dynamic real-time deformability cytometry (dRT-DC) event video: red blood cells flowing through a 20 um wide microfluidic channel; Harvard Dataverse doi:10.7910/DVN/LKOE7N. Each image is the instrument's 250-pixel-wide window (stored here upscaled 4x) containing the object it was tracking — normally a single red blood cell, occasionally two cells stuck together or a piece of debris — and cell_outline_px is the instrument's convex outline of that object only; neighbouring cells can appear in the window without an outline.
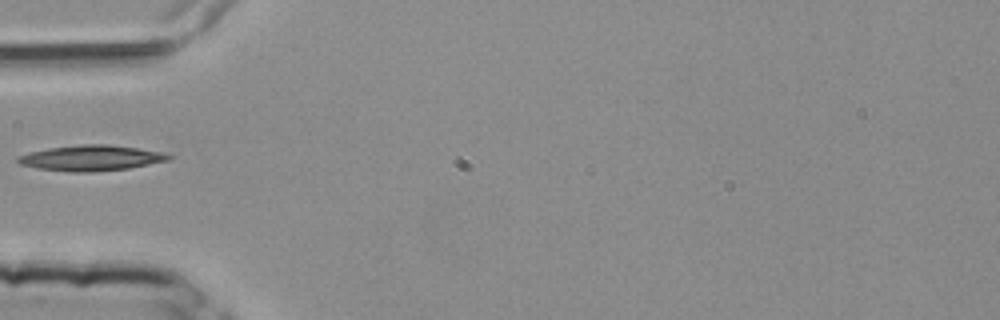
{"species": "common noctule bat (a hibernating species)", "species_latin": "Nyctalus noctula", "temperature_condition": "room temperature", "stored_images_in_passage": 2, "camera_frame_rate_fps": 3000, "um_per_image_px": 0.085, "animal": {"sex": "female", "body_mass_g": 25.1}, "frame": {"image": 1, "passage_image": 2, "time_ms": 0.333, "image_size_px": [1000, 320], "cell_outline_px": [[172, 160], [128, 168], [92, 172], [76, 172], [36, 168], [20, 164], [16, 160], [16, 156], [28, 152], [48, 148], [80, 144], [108, 144], [164, 152], [172, 156]], "centroid_in_image_um": [7.74, 13.42], "position_along_channel_um": 77.3, "area_um2": 22.54}}